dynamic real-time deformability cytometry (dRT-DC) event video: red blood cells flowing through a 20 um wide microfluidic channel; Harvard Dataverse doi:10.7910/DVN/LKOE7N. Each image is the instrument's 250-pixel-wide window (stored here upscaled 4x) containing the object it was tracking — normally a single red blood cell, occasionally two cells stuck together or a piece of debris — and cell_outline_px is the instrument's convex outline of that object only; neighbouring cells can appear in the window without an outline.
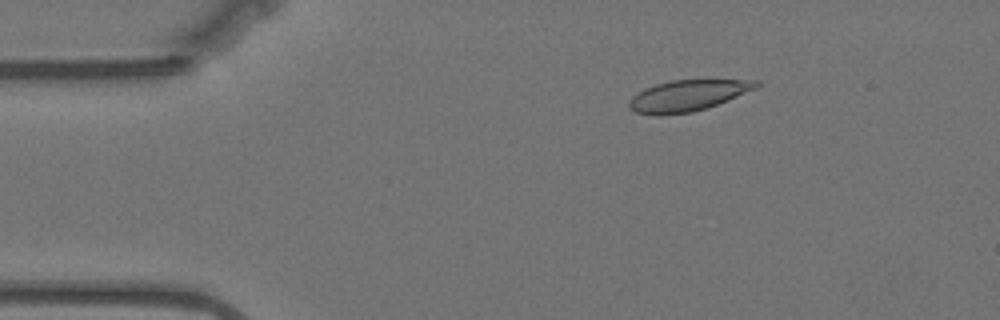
{"species": "Egyptian fruit bat (a non-hibernating species)", "species_latin": "Rousettus aegyptiacus", "temperature_condition": "warm", "stored_images_in_passage": 57, "camera_frame_rate_fps": 3000, "um_per_image_px": 0.085, "animal": {"sex": "female"}, "frame": {"image": 1, "passage_image": 9, "time_ms": 2.667, "image_size_px": [1000, 320], "cell_outline_px": [[760, 84], [756, 88], [716, 104], [692, 112], [656, 116], [636, 112], [628, 108], [628, 100], [632, 96], [644, 88], [656, 84], [672, 80], [760, 80]], "centroid_in_image_um": [58.38, 8.13], "position_along_channel_um": 26.6, "area_um2": 22.83}}
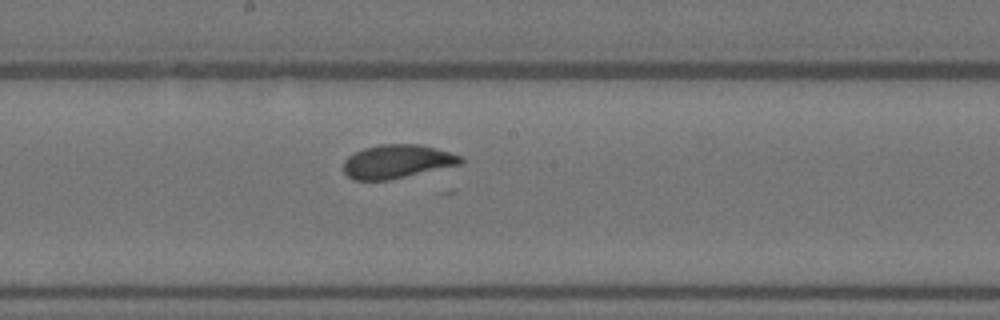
{"frame": {"image": 2, "passage_image": 30, "time_ms": 9.667, "image_size_px": [1000, 320], "cell_outline_px": [[464, 160], [460, 164], [388, 180], [352, 180], [344, 172], [344, 160], [348, 156], [364, 148], [380, 144], [420, 144], [436, 148], [464, 156]], "centroid_in_image_um": [33.76, 13.72], "position_along_channel_um": 214.4, "area_um2": 22.89}}
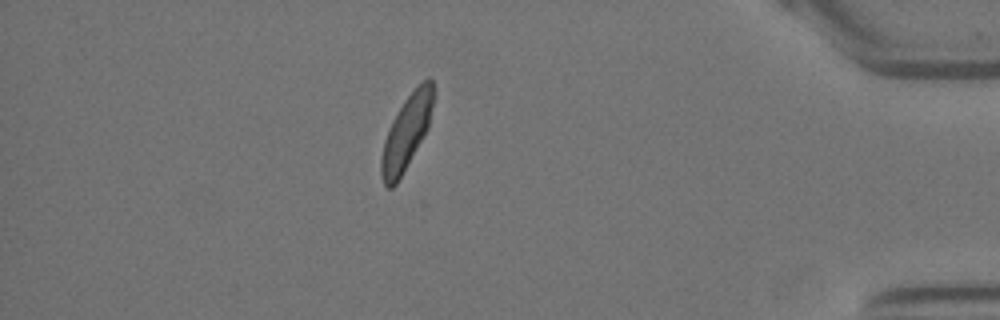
{"frame": {"image": 3, "passage_image": 50, "time_ms": 16.333, "image_size_px": [1000, 320], "cell_outline_px": [[436, 92], [428, 128], [396, 184], [392, 188], [388, 188], [384, 184], [380, 172], [380, 160], [384, 140], [392, 120], [404, 100], [428, 76], [432, 80]], "centroid_in_image_um": [34.56, 11.22], "position_along_channel_um": 400.6, "area_um2": 22.37}, "authors_computed_cell_mechanics": {"area_um2": 23.2934, "velocity_mm_per_s": 3.4709, "shape_relaxation_time_tau1_ms": 2.5086, "shape_relaxation_time_tau2_ms": 0.7477, "deformation_change_tau1": 0.1204, "deformation_change_tau2": 0.0594}}